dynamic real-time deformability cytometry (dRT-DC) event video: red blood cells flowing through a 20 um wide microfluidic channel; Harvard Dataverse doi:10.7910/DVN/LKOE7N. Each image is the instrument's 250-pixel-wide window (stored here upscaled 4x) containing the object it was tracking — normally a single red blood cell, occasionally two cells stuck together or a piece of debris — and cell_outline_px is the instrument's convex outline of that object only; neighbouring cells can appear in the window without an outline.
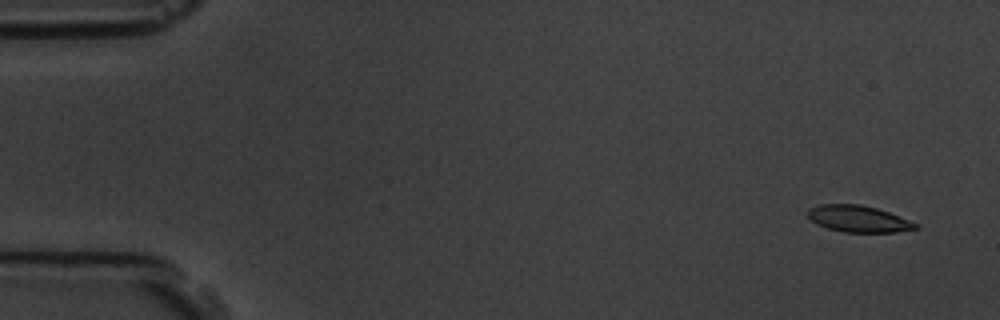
{"species": "common noctule bat (a hibernating species)", "species_latin": "Nyctalus noctula", "temperature_condition": "room temperature", "stored_images_in_passage": 5, "camera_frame_rate_fps": 3000, "um_per_image_px": 0.085, "animal": {"sex": "male", "body_mass_g": 19.5, "forearm_length_mm": 54.6}, "frame": {"image": 1, "passage_image": 1, "time_ms": 0.0, "image_size_px": [1000, 320], "cell_outline_px": [[920, 228], [896, 232], [844, 232], [828, 228], [816, 224], [808, 216], [808, 208], [820, 204], [860, 204], [876, 208], [888, 212], [920, 224]], "centroid_in_image_um": [72.98, 18.6], "position_along_channel_um": 12.0, "area_um2": 16.7}}
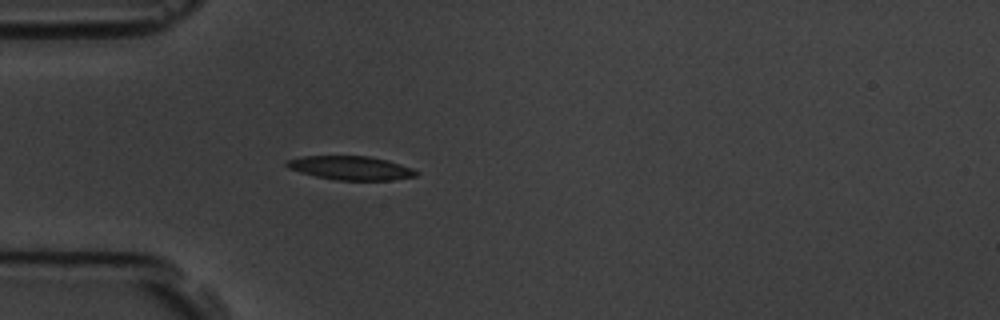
{"frame": {"image": 2, "passage_image": 5, "time_ms": 4.333, "image_size_px": [1000, 320], "cell_outline_px": [[420, 172], [416, 176], [388, 180], [336, 180], [316, 176], [300, 172], [288, 168], [284, 164], [284, 160], [300, 156], [368, 156], [388, 160], [412, 168]], "centroid_in_image_um": [29.77, 14.27], "position_along_channel_um": 55.2, "area_um2": 18.03}}